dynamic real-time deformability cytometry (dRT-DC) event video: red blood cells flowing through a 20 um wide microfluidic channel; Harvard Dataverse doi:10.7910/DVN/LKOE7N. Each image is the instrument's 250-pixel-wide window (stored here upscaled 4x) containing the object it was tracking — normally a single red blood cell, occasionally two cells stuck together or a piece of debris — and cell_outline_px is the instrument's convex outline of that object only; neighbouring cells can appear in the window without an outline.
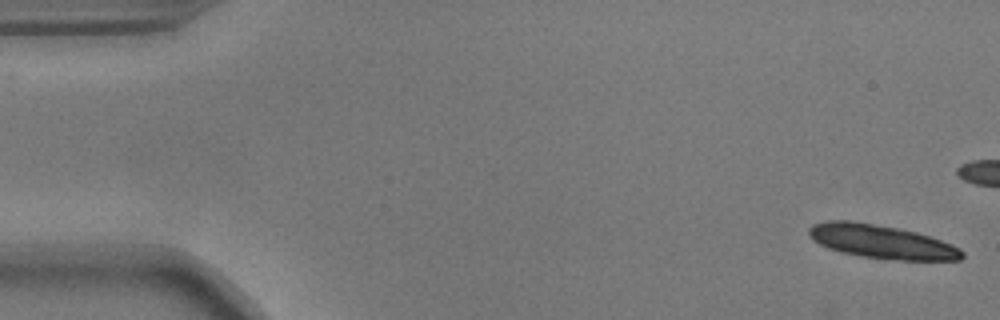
{"species": "common noctule bat (a hibernating species)", "species_latin": "Nyctalus noctula", "temperature_condition": "warm", "stored_images_in_passage": 15, "camera_frame_rate_fps": 3000, "um_per_image_px": 0.085, "animal": {"sex": "male", "body_mass_g": 17.9}, "frame": {"image": 1, "passage_image": 1, "time_ms": 0.0, "image_size_px": [1000, 320], "cell_outline_px": [[964, 256], [960, 260], [900, 260], [860, 256], [840, 252], [828, 248], [812, 240], [808, 236], [808, 228], [812, 224], [828, 220], [848, 220], [900, 228], [916, 232], [952, 244], [960, 248], [964, 252]], "centroid_in_image_um": [74.9, 20.54], "position_along_channel_um": 10.1, "area_um2": 30.11}}